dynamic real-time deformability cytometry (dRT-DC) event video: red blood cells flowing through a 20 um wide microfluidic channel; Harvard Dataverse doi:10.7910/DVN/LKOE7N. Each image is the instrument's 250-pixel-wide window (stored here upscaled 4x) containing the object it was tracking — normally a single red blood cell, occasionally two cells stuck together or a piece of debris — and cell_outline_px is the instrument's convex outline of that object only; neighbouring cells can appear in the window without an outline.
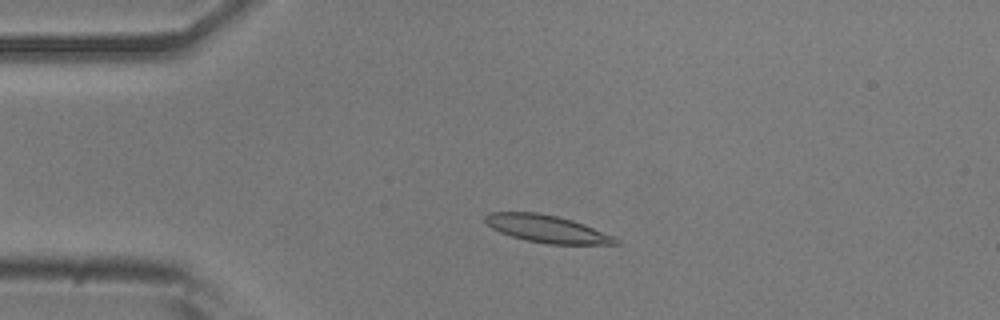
{"species": "common noctule bat (a hibernating species)", "species_latin": "Nyctalus noctula", "temperature_condition": "room temperature", "stored_images_in_passage": 47, "camera_frame_rate_fps": 3000, "um_per_image_px": 0.085, "animal": {"sex": "male", "body_mass_g": 20.5, "forearm_length_mm": 52.5}, "frame": {"image": 1, "passage_image": 5, "time_ms": 1.333, "image_size_px": [1000, 320], "cell_outline_px": [[620, 244], [548, 244], [528, 240], [512, 236], [500, 232], [492, 228], [484, 220], [484, 216], [488, 212], [536, 212], [556, 216], [572, 220], [584, 224], [616, 236], [620, 240]], "centroid_in_image_um": [46.53, 19.45], "position_along_channel_um": 38.5, "area_um2": 20.81}}
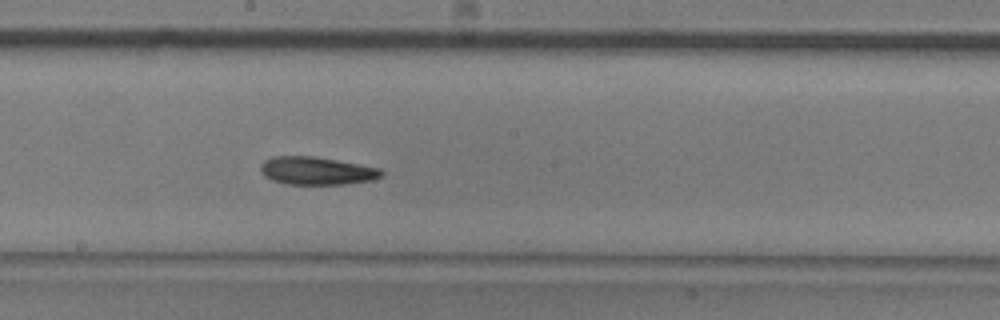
{"frame": {"image": 2, "passage_image": 22, "time_ms": 7.0, "image_size_px": [1000, 320], "cell_outline_px": [[384, 172], [380, 176], [372, 180], [344, 184], [288, 184], [272, 180], [264, 176], [260, 172], [260, 164], [264, 160], [272, 156], [316, 156], [360, 164], [380, 168]], "centroid_in_image_um": [26.88, 14.5], "position_along_channel_um": 221.3, "area_um2": 19.77}}
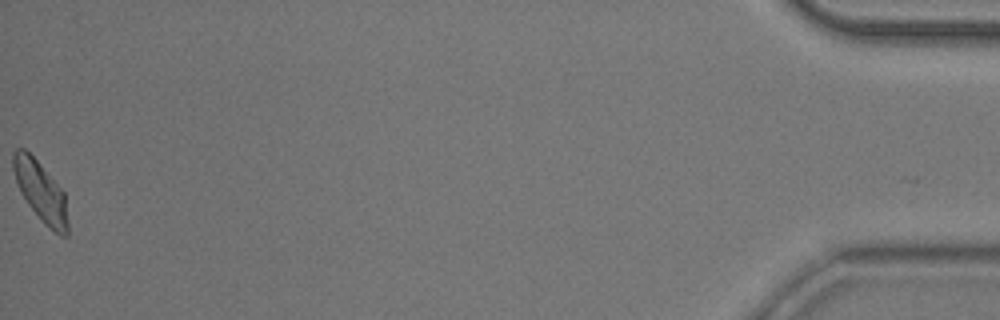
{"frame": {"image": 3, "passage_image": 47, "time_ms": 15.333, "image_size_px": [1000, 320], "cell_outline_px": [[68, 236], [60, 236], [44, 224], [28, 204], [20, 192], [12, 168], [12, 152], [16, 148], [24, 148], [40, 164], [64, 192], [68, 220]], "centroid_in_image_um": [3.45, 16.29], "position_along_channel_um": 431.7, "area_um2": 19.07}, "authors_computed_cell_mechanics": {"area_um2": 19.5364, "velocity_mm_per_s": 3.7328, "shape_relaxation_time_tau1_ms": 7.2166, "shape_relaxation_time_tau2_ms": null, "deformation_change_tau1": 0.1746, "deformation_change_tau2": null}}